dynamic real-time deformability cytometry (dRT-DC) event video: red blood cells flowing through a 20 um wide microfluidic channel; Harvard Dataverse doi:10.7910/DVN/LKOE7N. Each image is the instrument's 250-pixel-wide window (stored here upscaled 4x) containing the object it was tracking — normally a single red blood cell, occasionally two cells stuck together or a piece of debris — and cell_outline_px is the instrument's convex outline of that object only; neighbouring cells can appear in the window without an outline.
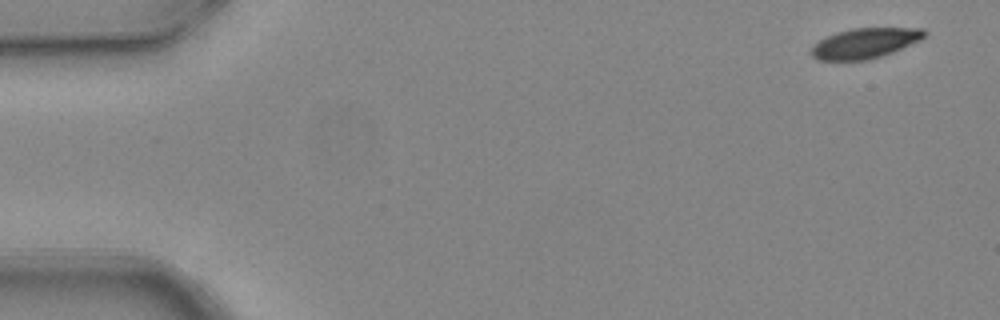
{"species": "common noctule bat (a hibernating species)", "species_latin": "Nyctalus noctula", "temperature_condition": "warm", "stored_images_in_passage": 6, "camera_frame_rate_fps": 3000, "um_per_image_px": 0.085, "animal": {"sex": "female", "body_mass_g": 24.6, "forearm_length_mm": 56.2}, "frame": {"image": 1, "passage_image": 1, "time_ms": 0.0, "image_size_px": [1000, 320], "cell_outline_px": [[928, 32], [920, 40], [892, 52], [868, 60], [816, 60], [808, 52], [812, 44], [836, 32], [852, 28], [924, 28]], "centroid_in_image_um": [73.47, 3.67], "position_along_channel_um": 11.5, "area_um2": 20.0}}
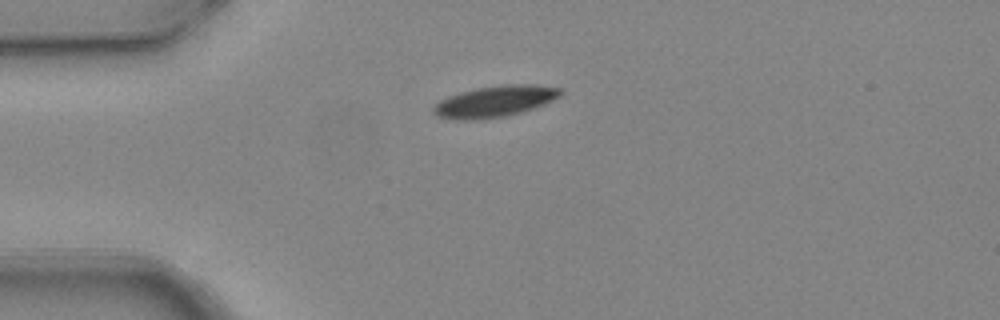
{"frame": {"image": 2, "passage_image": 4, "time_ms": 1.0, "image_size_px": [1000, 320], "cell_outline_px": [[564, 92], [560, 96], [544, 104], [508, 116], [480, 120], [456, 120], [436, 116], [432, 112], [432, 108], [440, 100], [448, 96], [460, 92], [476, 88], [500, 84], [536, 84], [560, 88]], "centroid_in_image_um": [42.04, 8.62], "position_along_channel_um": 43.0, "area_um2": 23.41}}
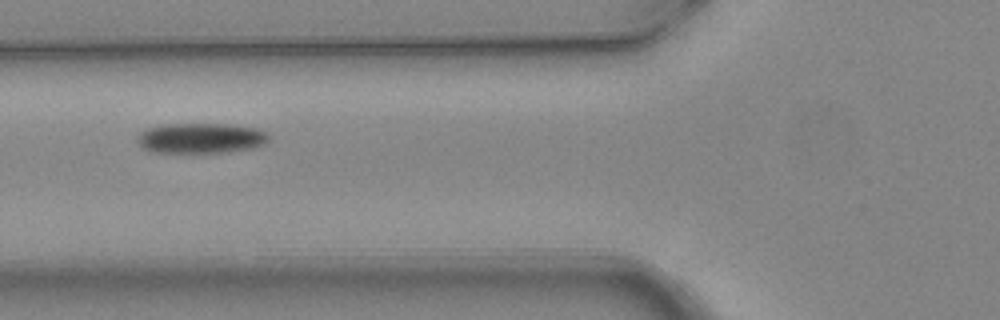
{"frame": {"image": 3, "passage_image": 6, "time_ms": 1.667, "image_size_px": [1000, 320], "cell_outline_px": [[272, 140], [264, 144], [252, 148], [228, 152], [152, 152], [144, 148], [136, 140], [136, 136], [140, 132], [148, 128], [164, 124], [228, 124], [256, 128], [268, 132]], "centroid_in_image_um": [17.11, 11.74], "position_along_channel_um": 108.7, "area_um2": 23.35}}